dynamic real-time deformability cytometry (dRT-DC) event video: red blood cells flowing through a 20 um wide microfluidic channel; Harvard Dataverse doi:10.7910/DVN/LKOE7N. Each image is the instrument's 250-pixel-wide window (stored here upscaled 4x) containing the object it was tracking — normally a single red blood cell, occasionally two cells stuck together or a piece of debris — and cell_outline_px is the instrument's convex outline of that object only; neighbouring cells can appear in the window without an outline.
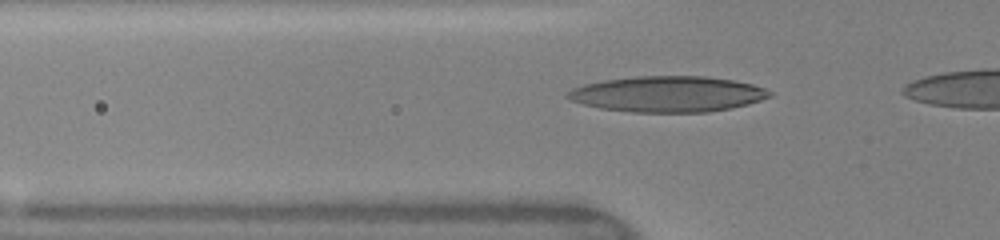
{"species": "human", "species_latin": "Homo sapiens", "temperature_condition": "warm", "stored_images_in_passage": 28, "camera_frame_rate_fps": 3000, "um_per_image_px": 0.085, "donor": {"sex": "female"}, "frame": {"image": 1, "passage_image": 4, "time_ms": 1.0, "image_size_px": [1000, 240], "cell_outline_px": [[772, 96], [748, 104], [732, 108], [708, 112], [632, 112], [600, 108], [568, 100], [564, 96], [572, 88], [584, 84], [604, 80], [636, 76], [704, 76], [736, 80], [752, 84], [764, 88], [772, 92]], "centroid_in_image_um": [56.75, 7.99], "position_along_channel_um": 69.0, "area_um2": 42.31}}
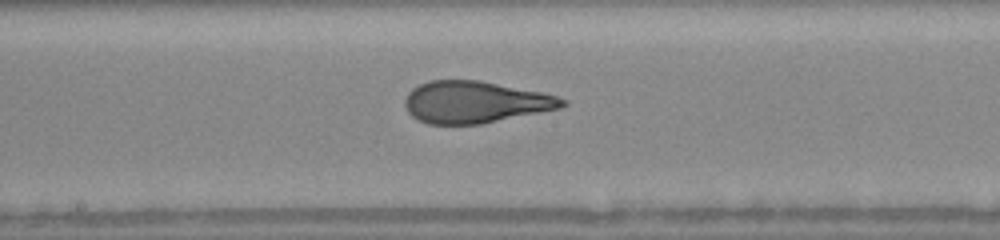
{"frame": {"image": 2, "passage_image": 14, "time_ms": 4.333, "image_size_px": [1000, 240], "cell_outline_px": [[568, 104], [560, 108], [480, 124], [428, 124], [412, 116], [408, 112], [404, 104], [404, 100], [408, 92], [412, 88], [420, 84], [432, 80], [480, 80], [540, 92], [556, 96], [568, 100]], "centroid_in_image_um": [40.37, 8.67], "position_along_channel_um": 207.8, "area_um2": 38.21}}
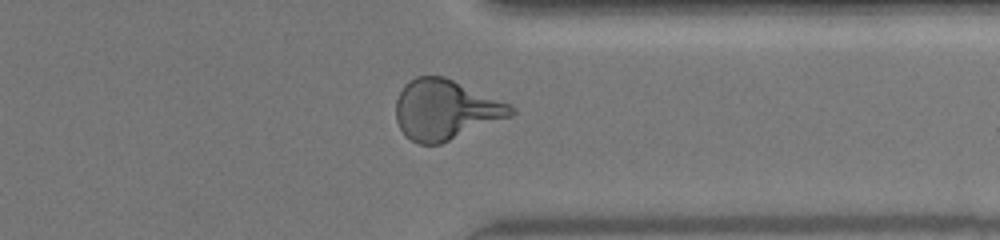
{"frame": {"image": 3, "passage_image": 26, "time_ms": 8.333, "image_size_px": [1000, 240], "cell_outline_px": [[516, 112], [512, 116], [440, 144], [420, 144], [404, 136], [396, 120], [396, 100], [404, 84], [408, 80], [416, 76], [444, 76], [512, 104], [516, 108]], "centroid_in_image_um": [37.87, 9.32], "position_along_channel_um": 373.5, "area_um2": 40.46}}